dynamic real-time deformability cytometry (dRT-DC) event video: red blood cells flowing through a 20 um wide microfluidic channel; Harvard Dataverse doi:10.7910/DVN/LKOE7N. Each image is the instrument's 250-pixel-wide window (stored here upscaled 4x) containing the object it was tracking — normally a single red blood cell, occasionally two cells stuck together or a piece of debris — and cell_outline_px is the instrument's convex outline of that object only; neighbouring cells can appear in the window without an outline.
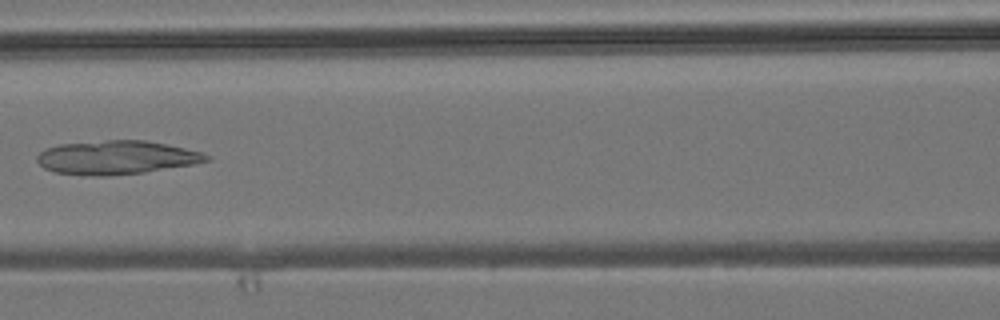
{"species": "common noctule bat (a hibernating species)", "species_latin": "Nyctalus noctula", "temperature_condition": "room temperature", "stored_images_in_passage": 5, "camera_frame_rate_fps": 3000, "um_per_image_px": 0.085, "animal": {"sex": "male", "body_mass_g": 19.2, "forearm_length_mm": 51.8}, "frame": {"image": 1, "passage_image": 5, "time_ms": 4.667, "image_size_px": [1000, 320], "cell_outline_px": [[212, 160], [192, 164], [144, 172], [104, 176], [100, 176], [56, 172], [44, 168], [36, 160], [36, 156], [44, 148], [60, 144], [108, 140], [144, 140], [204, 152], [212, 156]], "centroid_in_image_um": [9.91, 13.38], "position_along_channel_um": 156.7, "area_um2": 33.06}}